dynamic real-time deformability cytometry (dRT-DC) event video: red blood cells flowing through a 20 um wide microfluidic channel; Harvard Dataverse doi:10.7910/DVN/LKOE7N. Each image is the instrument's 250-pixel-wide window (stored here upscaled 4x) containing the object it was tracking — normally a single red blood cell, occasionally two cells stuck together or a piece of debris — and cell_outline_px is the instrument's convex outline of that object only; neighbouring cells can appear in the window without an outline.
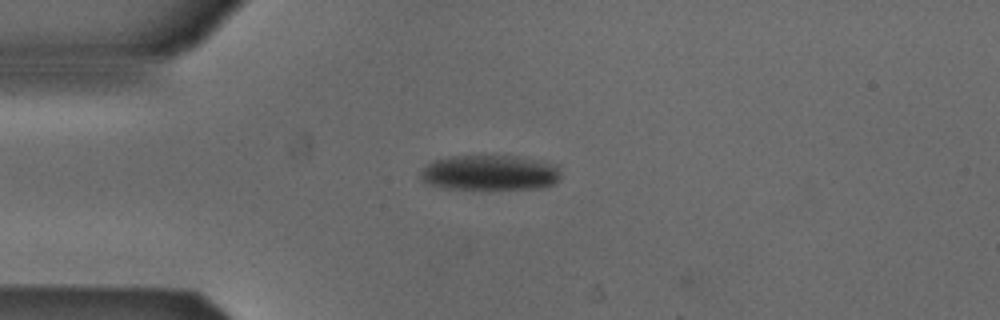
{"species": "Egyptian fruit bat (a non-hibernating species)", "species_latin": "Rousettus aegyptiacus", "temperature_condition": "cold", "stored_images_in_passage": 5, "camera_frame_rate_fps": 3000, "um_per_image_px": 0.085, "animal": {"sex": "male"}, "frame": {"image": 1, "passage_image": 3, "time_ms": 0.667, "image_size_px": [1000, 320], "cell_outline_px": [[560, 180], [556, 184], [544, 188], [448, 188], [424, 184], [420, 180], [420, 172], [432, 160], [452, 156], [516, 156], [540, 160], [560, 164]], "centroid_in_image_um": [41.69, 14.67], "position_along_channel_um": 43.3, "area_um2": 29.13}}
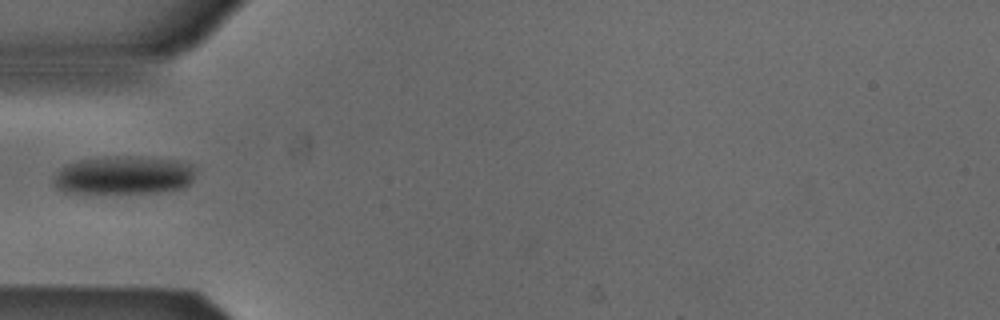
{"frame": {"image": 2, "passage_image": 4, "time_ms": 1.0, "image_size_px": [1000, 320], "cell_outline_px": [[196, 172], [192, 180], [184, 188], [160, 192], [64, 192], [56, 188], [52, 184], [52, 180], [56, 172], [68, 164], [80, 160], [116, 156], [132, 156], [176, 160], [192, 164]], "centroid_in_image_um": [10.53, 14.89], "position_along_channel_um": 74.5, "area_um2": 31.56}}